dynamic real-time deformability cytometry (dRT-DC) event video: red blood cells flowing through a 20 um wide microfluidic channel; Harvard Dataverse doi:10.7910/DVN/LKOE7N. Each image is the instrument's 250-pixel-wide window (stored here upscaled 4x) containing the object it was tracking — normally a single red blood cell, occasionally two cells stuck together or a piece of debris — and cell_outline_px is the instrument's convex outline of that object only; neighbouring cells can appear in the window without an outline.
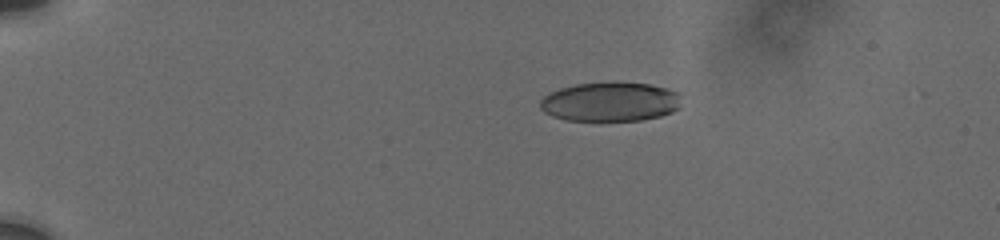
{"species": "human", "species_latin": "Homo sapiens", "temperature_condition": "cold", "stored_images_in_passage": 55, "camera_frame_rate_fps": 3000, "um_per_image_px": 0.085, "donor": {"sex": "male"}, "frame": {"image": 1, "passage_image": 1, "time_ms": 0.0, "image_size_px": [1000, 240], "cell_outline_px": [[680, 108], [672, 112], [660, 116], [640, 120], [564, 120], [552, 116], [544, 112], [540, 108], [540, 100], [544, 96], [560, 88], [576, 84], [612, 80], [616, 80], [648, 84], [668, 88], [676, 92], [680, 96]], "centroid_in_image_um": [51.88, 8.62], "position_along_channel_um": 33.1, "area_um2": 32.83}}
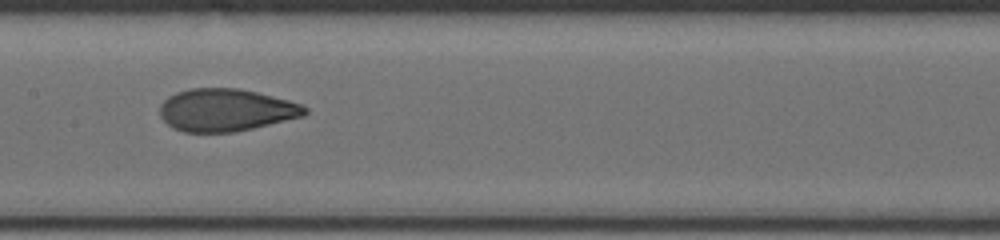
{"frame": {"image": 2, "passage_image": 21, "time_ms": 6.333, "image_size_px": [1000, 240], "cell_outline_px": [[308, 112], [304, 116], [252, 128], [232, 132], [184, 132], [172, 128], [160, 116], [160, 104], [168, 96], [176, 92], [188, 88], [240, 88], [288, 100], [300, 104], [308, 108]], "centroid_in_image_um": [19.18, 9.35], "position_along_channel_um": 188.2, "area_um2": 35.89}}
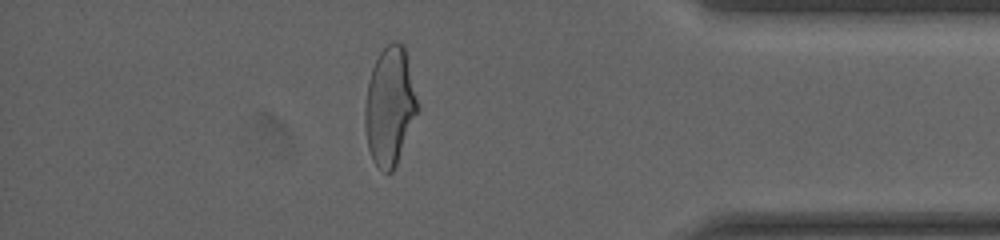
{"frame": {"image": 3, "passage_image": 46, "time_ms": 12.667, "image_size_px": [1000, 240], "cell_outline_px": [[420, 108], [396, 164], [392, 172], [388, 176], [372, 160], [368, 148], [364, 124], [364, 108], [368, 84], [372, 68], [380, 52], [392, 40], [396, 40], [404, 44]], "centroid_in_image_um": [33.14, 9.03], "position_along_channel_um": 402.1, "area_um2": 36.47}, "authors_computed_cell_mechanics": {"area_um2": 35.9516, "velocity_mm_per_s": 3.7475, "shape_relaxation_time_tau1_ms": 4.3277, "shape_relaxation_time_tau2_ms": 1.1392, "deformation_change_tau1": 0.164, "deformation_change_tau2": 0.0716}}